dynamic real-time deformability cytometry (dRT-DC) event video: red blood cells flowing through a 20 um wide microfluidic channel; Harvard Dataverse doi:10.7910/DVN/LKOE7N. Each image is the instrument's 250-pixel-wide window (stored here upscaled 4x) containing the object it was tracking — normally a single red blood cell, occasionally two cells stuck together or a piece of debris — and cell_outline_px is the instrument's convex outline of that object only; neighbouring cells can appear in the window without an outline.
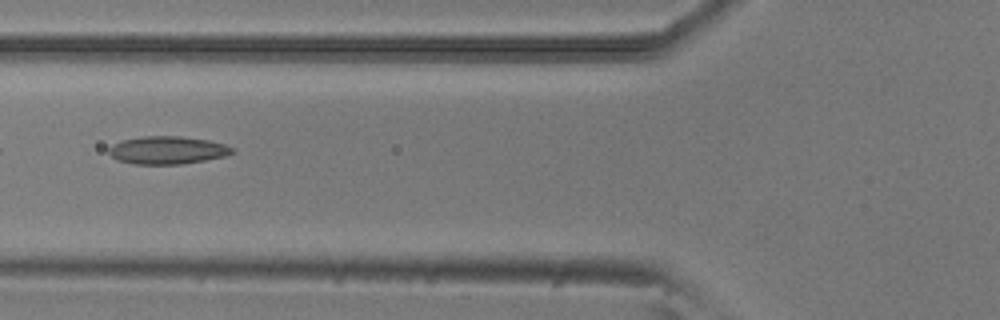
{"species": "common noctule bat (a hibernating species)", "species_latin": "Nyctalus noctula", "temperature_condition": "room temperature", "stored_images_in_passage": 7, "camera_frame_rate_fps": 3000, "um_per_image_px": 0.085, "animal": {"sex": "male", "body_mass_g": 20.5, "forearm_length_mm": 52.5}, "frame": {"image": 1, "passage_image": 6, "time_ms": 1.667, "image_size_px": [1000, 320], "cell_outline_px": [[236, 152], [224, 156], [204, 160], [180, 164], [132, 164], [116, 160], [108, 152], [108, 148], [112, 144], [120, 140], [140, 136], [180, 136], [208, 140], [224, 144], [236, 148]], "centroid_in_image_um": [14.21, 12.76], "position_along_channel_um": 111.6, "area_um2": 20.23}}
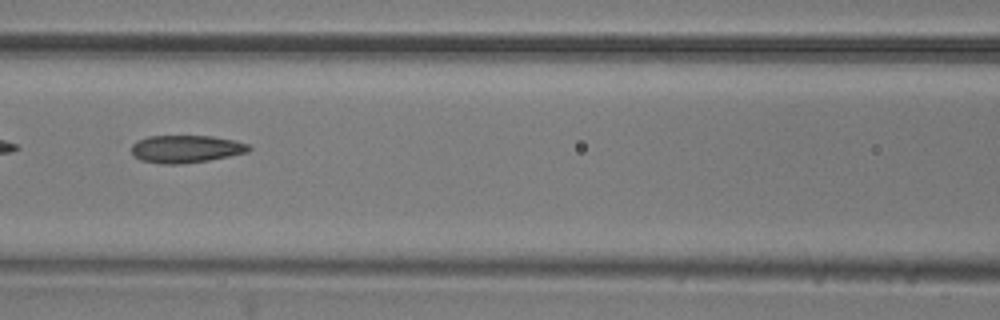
{"frame": {"image": 2, "passage_image": 7, "time_ms": 2.0, "image_size_px": [1000, 320], "cell_outline_px": [[252, 148], [248, 152], [208, 160], [180, 164], [160, 164], [140, 160], [132, 156], [132, 144], [136, 140], [148, 136], [212, 136], [236, 140], [248, 144]], "centroid_in_image_um": [15.78, 12.66], "position_along_channel_um": 150.8, "area_um2": 19.02}}